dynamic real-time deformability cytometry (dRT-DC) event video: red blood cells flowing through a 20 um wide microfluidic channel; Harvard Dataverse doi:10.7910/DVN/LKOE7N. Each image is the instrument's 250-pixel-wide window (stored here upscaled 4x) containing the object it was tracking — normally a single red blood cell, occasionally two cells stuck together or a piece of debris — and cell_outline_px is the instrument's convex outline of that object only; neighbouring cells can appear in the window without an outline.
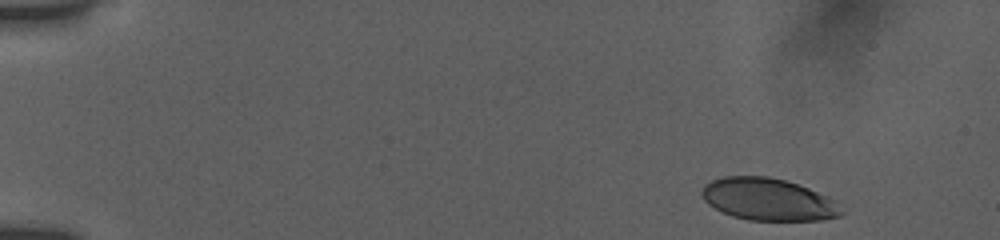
{"species": "human", "species_latin": "Homo sapiens", "temperature_condition": "room temperature", "stored_images_in_passage": 19, "camera_frame_rate_fps": 3000, "um_per_image_px": 0.085, "donor": {"sex": "female"}, "frame": {"image": 1, "passage_image": 1, "time_ms": 0.0, "image_size_px": [1000, 240], "cell_outline_px": [[844, 212], [840, 216], [820, 220], [748, 220], [732, 216], [708, 204], [704, 200], [700, 192], [704, 184], [712, 180], [724, 176], [768, 176], [784, 180], [808, 188], [828, 196], [836, 200]], "centroid_in_image_um": [65.3, 16.95], "position_along_channel_um": 19.7, "area_um2": 34.33}}
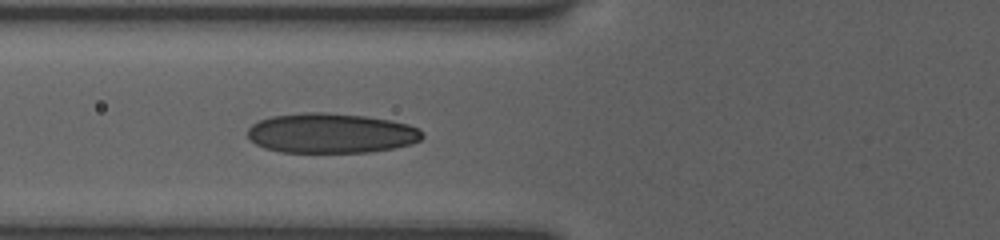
{"frame": {"image": 2, "passage_image": 11, "time_ms": 5.333, "image_size_px": [1000, 240], "cell_outline_px": [[424, 136], [420, 140], [412, 144], [392, 148], [368, 152], [280, 152], [264, 148], [248, 140], [248, 128], [252, 124], [260, 120], [272, 116], [304, 112], [324, 112], [368, 116], [408, 124], [420, 128], [424, 132]], "centroid_in_image_um": [28.14, 11.32], "position_along_channel_um": 97.7, "area_um2": 40.86}}
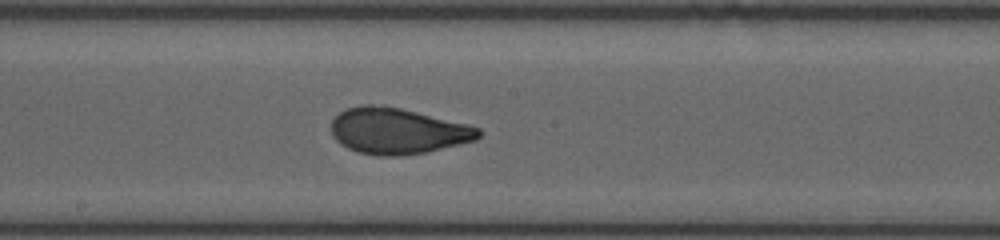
{"frame": {"image": 3, "passage_image": 19, "time_ms": 8.333, "image_size_px": [1000, 240], "cell_outline_px": [[480, 136], [476, 140], [428, 152], [400, 156], [380, 156], [356, 152], [340, 144], [332, 136], [332, 120], [340, 112], [348, 108], [360, 104], [384, 104], [468, 124], [480, 128]], "centroid_in_image_um": [33.78, 11.13], "position_along_channel_um": 214.4, "area_um2": 39.82}}